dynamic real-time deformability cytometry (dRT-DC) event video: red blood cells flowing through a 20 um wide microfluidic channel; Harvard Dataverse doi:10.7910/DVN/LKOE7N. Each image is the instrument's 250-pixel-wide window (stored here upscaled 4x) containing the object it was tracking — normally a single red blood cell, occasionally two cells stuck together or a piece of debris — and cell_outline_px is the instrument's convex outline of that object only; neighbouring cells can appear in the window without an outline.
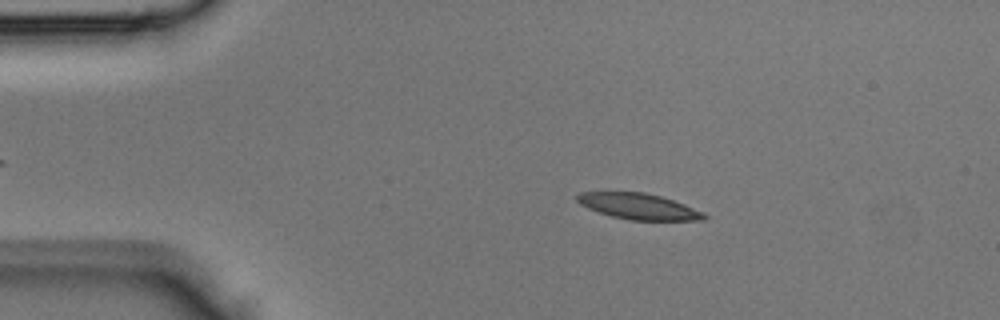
{"species": "Egyptian fruit bat (a non-hibernating species)", "species_latin": "Rousettus aegyptiacus", "temperature_condition": "room temperature", "stored_images_in_passage": 43, "camera_frame_rate_fps": 3000, "um_per_image_px": 0.085, "animal": {"sex": "male"}, "frame": {"image": 1, "passage_image": 7, "time_ms": 2.0, "image_size_px": [1000, 320], "cell_outline_px": [[708, 216], [704, 220], [632, 220], [612, 216], [588, 208], [580, 204], [576, 200], [576, 196], [580, 192], [608, 188], [644, 192], [660, 196], [684, 204], [704, 212]], "centroid_in_image_um": [54.18, 17.48], "position_along_channel_um": 30.8, "area_um2": 19.94}}
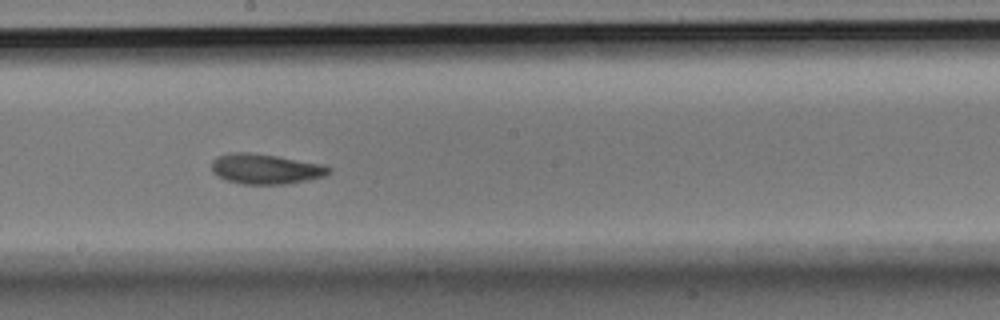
{"frame": {"image": 2, "passage_image": 23, "time_ms": 7.333, "image_size_px": [1000, 320], "cell_outline_px": [[332, 172], [324, 176], [308, 180], [288, 184], [240, 184], [224, 180], [212, 172], [212, 160], [216, 156], [228, 152], [248, 152], [276, 156], [324, 164], [332, 168]], "centroid_in_image_um": [22.56, 14.36], "position_along_channel_um": 225.6, "area_um2": 20.92}}
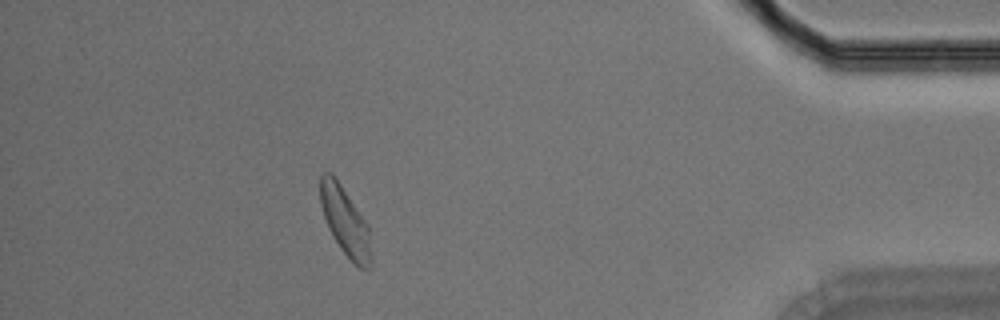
{"frame": {"image": 3, "passage_image": 38, "time_ms": 12.333, "image_size_px": [1000, 320], "cell_outline_px": [[372, 264], [368, 268], [360, 268], [340, 248], [332, 236], [328, 228], [320, 204], [320, 176], [324, 172], [332, 172], [368, 224], [372, 260]], "centroid_in_image_um": [29.33, 18.8], "position_along_channel_um": 405.9, "area_um2": 20.17}}